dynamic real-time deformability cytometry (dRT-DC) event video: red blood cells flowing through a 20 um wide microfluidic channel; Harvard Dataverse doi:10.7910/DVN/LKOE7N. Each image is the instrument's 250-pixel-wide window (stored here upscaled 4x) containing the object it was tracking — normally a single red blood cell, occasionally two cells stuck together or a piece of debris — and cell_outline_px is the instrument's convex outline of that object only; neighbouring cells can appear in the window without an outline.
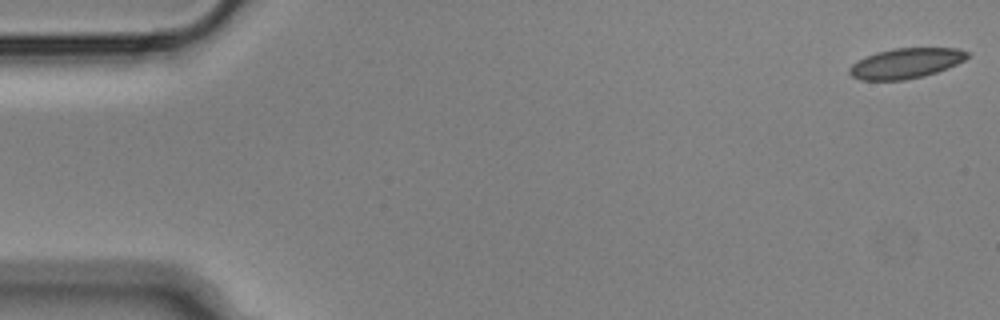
{"species": "Egyptian fruit bat (a non-hibernating species)", "species_latin": "Rousettus aegyptiacus", "temperature_condition": "cold", "stored_images_in_passage": 10, "camera_frame_rate_fps": 3000, "um_per_image_px": 0.085, "animal": {"sex": "male"}, "frame": {"image": 1, "passage_image": 1, "time_ms": 0.0, "image_size_px": [1000, 320], "cell_outline_px": [[968, 56], [964, 60], [948, 68], [924, 76], [904, 80], [860, 80], [852, 76], [848, 72], [848, 68], [856, 60], [876, 52], [892, 48], [956, 48], [968, 52]], "centroid_in_image_um": [76.95, 5.38], "position_along_channel_um": 8.0, "area_um2": 20.81}}